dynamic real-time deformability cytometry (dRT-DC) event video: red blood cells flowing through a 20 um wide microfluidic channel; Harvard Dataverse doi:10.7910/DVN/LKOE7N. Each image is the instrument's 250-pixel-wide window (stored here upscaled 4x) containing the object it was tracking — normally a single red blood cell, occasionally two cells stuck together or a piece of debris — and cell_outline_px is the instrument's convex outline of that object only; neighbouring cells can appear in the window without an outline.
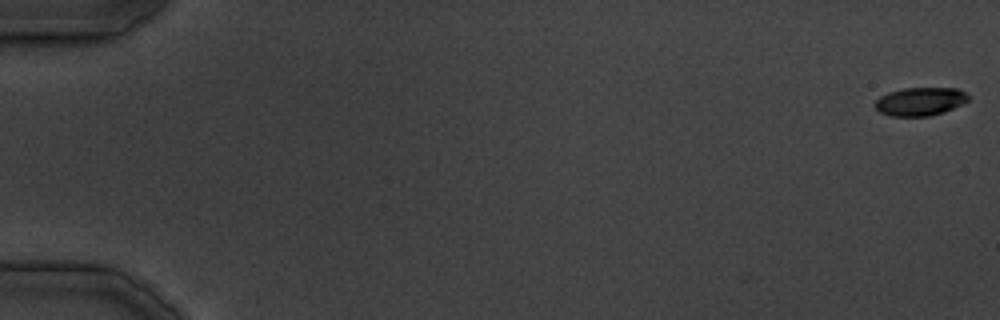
{"species": "common noctule bat (a hibernating species)", "species_latin": "Nyctalus noctula", "temperature_condition": "cold", "stored_images_in_passage": 39, "segment_of_instrument_passage": [1, 2], "camera_frame_rate_fps": 3000, "um_per_image_px": 0.085, "animal": {"sex": "male", "body_mass_g": 19.5, "forearm_length_mm": 54.6}, "frame": {"image": 1, "passage_image": 1, "time_ms": 0.0, "image_size_px": [1000, 320], "cell_outline_px": [[968, 100], [944, 112], [928, 116], [888, 116], [880, 112], [872, 104], [880, 96], [888, 92], [904, 88], [956, 88], [964, 92], [968, 96]], "centroid_in_image_um": [78.15, 8.63], "position_along_channel_um": 6.9, "area_um2": 15.32}}
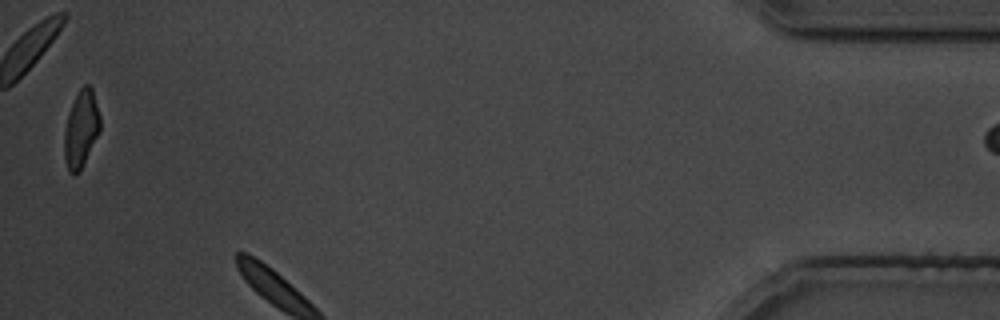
{"frame": {"image": 2, "passage_image": 38, "time_ms": 45.667, "image_size_px": [1000, 320], "cell_outline_px": [[100, 132], [80, 172], [68, 172], [64, 156], [64, 132], [68, 112], [80, 88], [84, 84], [88, 84], [92, 88], [100, 116]], "centroid_in_image_um": [6.9, 10.97], "position_along_channel_um": 428.3, "area_um2": 16.13}}